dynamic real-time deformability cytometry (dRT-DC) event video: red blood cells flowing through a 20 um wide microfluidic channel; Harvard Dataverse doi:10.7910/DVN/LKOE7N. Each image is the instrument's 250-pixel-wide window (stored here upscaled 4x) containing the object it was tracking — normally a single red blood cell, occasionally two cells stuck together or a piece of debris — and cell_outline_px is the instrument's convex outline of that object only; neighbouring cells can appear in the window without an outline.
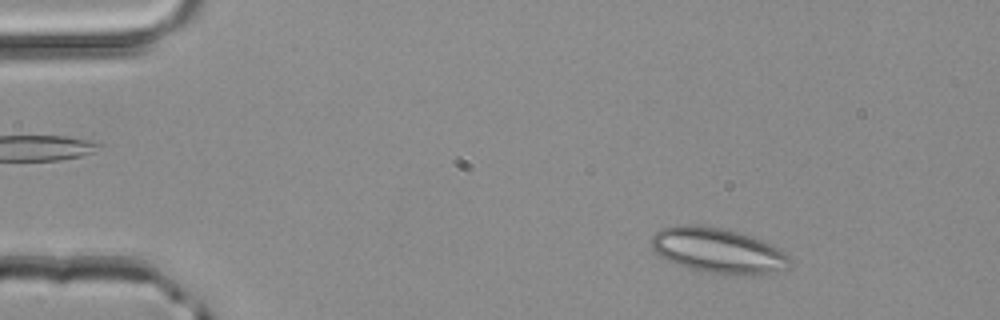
{"species": "common noctule bat (a hibernating species)", "species_latin": "Nyctalus noctula", "temperature_condition": "room temperature", "stored_images_in_passage": 2, "camera_frame_rate_fps": 3000, "um_per_image_px": 0.085, "animal": {"sex": "male", "body_mass_g": 20.4}, "frame": {"image": 1, "passage_image": 1, "time_ms": 0.0, "image_size_px": [1000, 320], "cell_outline_px": [[792, 260], [788, 268], [784, 272], [760, 276], [724, 276], [704, 272], [668, 260], [660, 256], [652, 248], [652, 236], [660, 228], [676, 224], [696, 224], [720, 228], [752, 236], [772, 244], [784, 252]], "centroid_in_image_um": [61.11, 21.33], "position_along_channel_um": 23.9, "area_um2": 37.28}}